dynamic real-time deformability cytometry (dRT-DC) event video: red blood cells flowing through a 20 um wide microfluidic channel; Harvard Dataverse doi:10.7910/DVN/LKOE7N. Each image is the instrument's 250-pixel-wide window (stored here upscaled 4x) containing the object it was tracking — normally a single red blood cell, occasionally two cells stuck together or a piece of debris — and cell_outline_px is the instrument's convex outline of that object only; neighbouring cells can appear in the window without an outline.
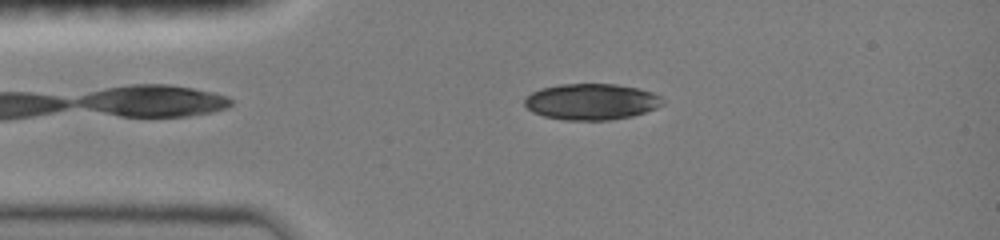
{"species": "common noctule bat (a hibernating species)", "species_latin": "Nyctalus noctula", "temperature_condition": "room temperature", "stored_images_in_passage": 35, "camera_frame_rate_fps": 3000, "um_per_image_px": 0.085, "animal": {"sex": "female", "body_mass_g": 19.0, "forearm_length_mm": 51.5}, "frame": {"image": 1, "passage_image": 14, "time_ms": 3.0, "image_size_px": [1000, 240], "cell_outline_px": [[664, 104], [656, 108], [632, 116], [608, 120], [564, 120], [544, 116], [532, 112], [524, 104], [524, 100], [532, 92], [540, 88], [560, 84], [616, 84], [636, 88], [652, 92], [660, 96], [664, 100]], "centroid_in_image_um": [50.26, 8.64], "position_along_channel_um": 34.7, "area_um2": 29.07}}
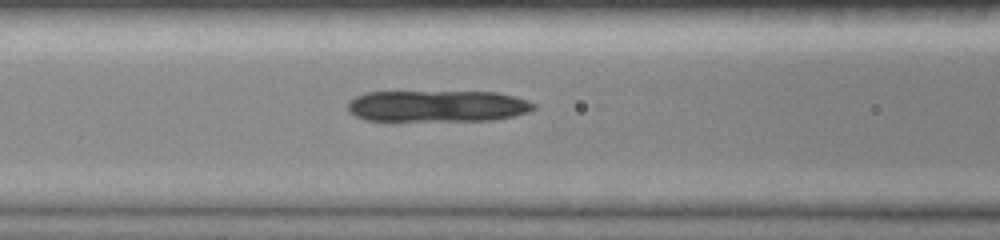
{"frame": {"image": 2, "passage_image": 28, "time_ms": 6.0, "image_size_px": [1000, 240], "cell_outline_px": [[536, 108], [528, 112], [512, 116], [492, 120], [364, 120], [348, 112], [348, 100], [364, 92], [496, 92], [528, 100], [536, 104]], "centroid_in_image_um": [37.16, 9.01], "position_along_channel_um": 129.4, "area_um2": 34.04}}